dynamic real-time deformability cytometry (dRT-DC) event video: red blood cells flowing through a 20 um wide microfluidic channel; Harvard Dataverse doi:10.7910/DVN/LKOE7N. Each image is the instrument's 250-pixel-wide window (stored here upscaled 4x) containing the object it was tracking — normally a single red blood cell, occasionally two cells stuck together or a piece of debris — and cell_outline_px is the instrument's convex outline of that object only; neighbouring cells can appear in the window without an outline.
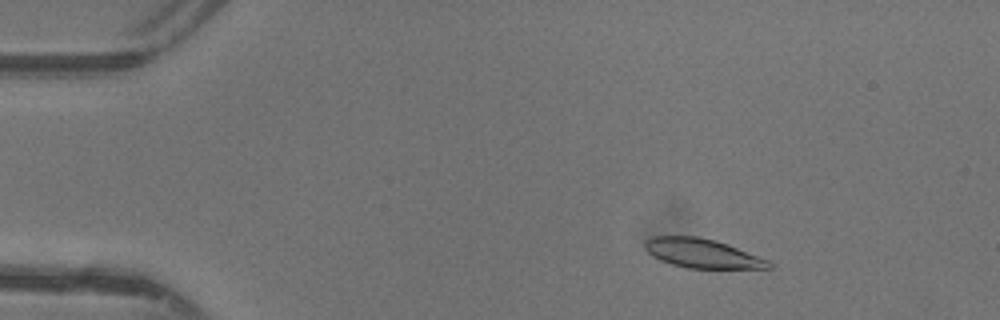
{"species": "common noctule bat (a hibernating species)", "species_latin": "Nyctalus noctula", "temperature_condition": "warm", "stored_images_in_passage": 47, "camera_frame_rate_fps": 3000, "um_per_image_px": 0.085, "animal": {"sex": "female"}, "frame": {"image": 1, "passage_image": 7, "time_ms": 2.0, "image_size_px": [1000, 320], "cell_outline_px": [[772, 268], [688, 268], [672, 264], [660, 260], [652, 256], [644, 248], [644, 240], [652, 236], [696, 236], [716, 240], [728, 244], [768, 260], [772, 264]], "centroid_in_image_um": [59.64, 21.52], "position_along_channel_um": 25.4, "area_um2": 21.04}}
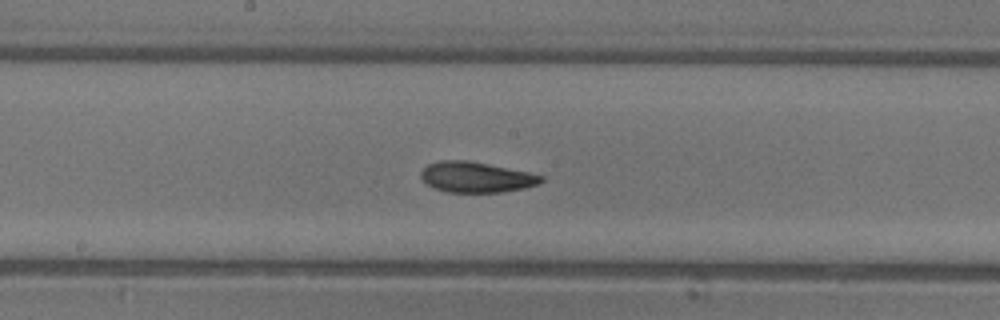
{"frame": {"image": 2, "passage_image": 25, "time_ms": 8.0, "image_size_px": [1000, 320], "cell_outline_px": [[544, 180], [540, 184], [524, 188], [500, 192], [448, 192], [436, 188], [420, 180], [420, 172], [428, 164], [440, 160], [468, 160], [528, 172], [544, 176]], "centroid_in_image_um": [40.47, 15.05], "position_along_channel_um": 207.7, "area_um2": 21.39}}
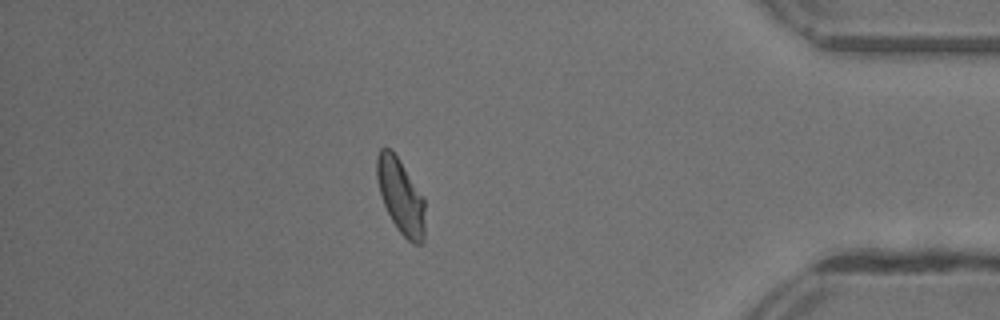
{"frame": {"image": 3, "passage_image": 41, "time_ms": 13.333, "image_size_px": [1000, 320], "cell_outline_px": [[424, 244], [412, 244], [396, 228], [384, 204], [376, 180], [376, 156], [380, 148], [388, 148], [396, 156], [424, 200]], "centroid_in_image_um": [34.04, 16.72], "position_along_channel_um": 401.2, "area_um2": 20.52}, "authors_computed_cell_mechanics": {"area_um2": 21.3282, "velocity_mm_per_s": 4.3633, "shape_relaxation_time_tau1_ms": 4.704, "shape_relaxation_time_tau2_ms": 2.1005, "deformation_change_tau1": 0.1927, "deformation_change_tau2": 0.0842}}